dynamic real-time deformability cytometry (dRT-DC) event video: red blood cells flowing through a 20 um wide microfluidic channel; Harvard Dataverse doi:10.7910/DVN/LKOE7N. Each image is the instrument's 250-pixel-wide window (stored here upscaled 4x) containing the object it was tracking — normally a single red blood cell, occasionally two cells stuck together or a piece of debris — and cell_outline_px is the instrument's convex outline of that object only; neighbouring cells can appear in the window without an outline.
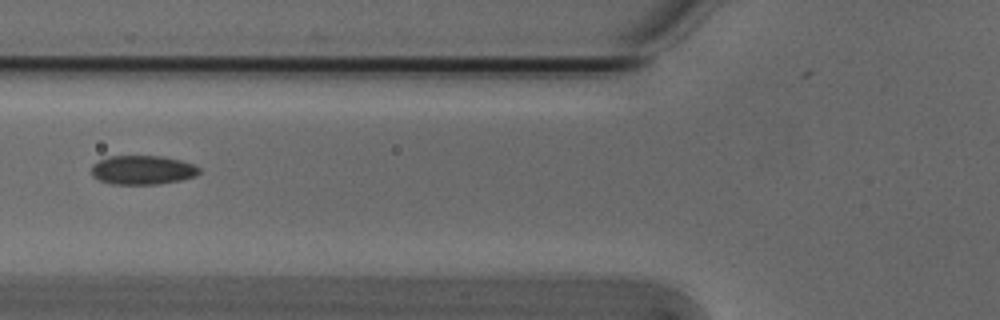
{"species": "Egyptian fruit bat (a non-hibernating species)", "species_latin": "Rousettus aegyptiacus", "temperature_condition": "cold", "stored_images_in_passage": 7, "camera_frame_rate_fps": 3000, "um_per_image_px": 0.085, "animal": {"sex": "male"}, "frame": {"image": 1, "passage_image": 6, "time_ms": 1.667, "image_size_px": [1000, 320], "cell_outline_px": [[200, 172], [196, 176], [180, 180], [156, 184], [112, 184], [100, 180], [92, 176], [92, 164], [108, 156], [164, 156], [196, 164], [200, 168]], "centroid_in_image_um": [12.14, 14.44], "position_along_channel_um": 113.7, "area_um2": 18.32}}